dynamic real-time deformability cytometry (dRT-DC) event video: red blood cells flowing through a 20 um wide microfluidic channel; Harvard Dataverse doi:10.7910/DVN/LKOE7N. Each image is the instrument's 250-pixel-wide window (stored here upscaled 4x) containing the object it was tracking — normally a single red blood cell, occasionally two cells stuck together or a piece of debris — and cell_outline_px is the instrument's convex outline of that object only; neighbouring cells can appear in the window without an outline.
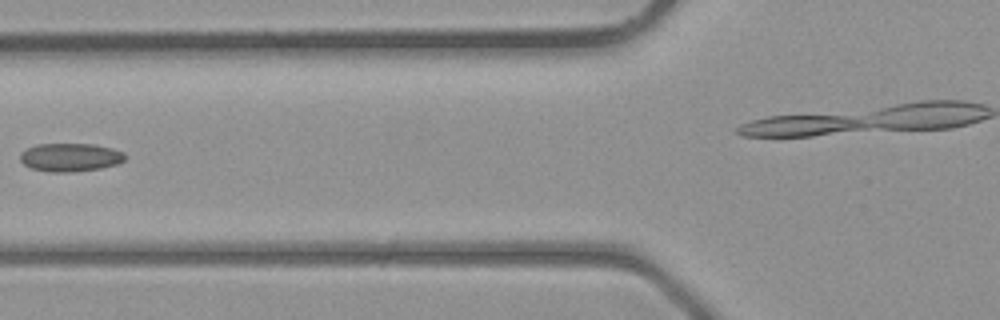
{"species": "common noctule bat (a hibernating species)", "species_latin": "Nyctalus noctula", "temperature_condition": "room temperature", "stored_images_in_passage": 5, "camera_frame_rate_fps": 3000, "um_per_image_px": 0.085, "animal": {"sex": "male", "body_mass_g": 23.1, "forearm_length_mm": 52.7}, "frame": {"image": 1, "passage_image": 4, "time_ms": 3.333, "image_size_px": [1000, 320], "cell_outline_px": [[124, 160], [116, 164], [100, 168], [72, 172], [48, 172], [32, 168], [24, 164], [20, 160], [20, 152], [36, 144], [92, 144], [112, 148], [124, 152]], "centroid_in_image_um": [5.95, 13.37], "position_along_channel_um": 119.9, "area_um2": 17.22}}